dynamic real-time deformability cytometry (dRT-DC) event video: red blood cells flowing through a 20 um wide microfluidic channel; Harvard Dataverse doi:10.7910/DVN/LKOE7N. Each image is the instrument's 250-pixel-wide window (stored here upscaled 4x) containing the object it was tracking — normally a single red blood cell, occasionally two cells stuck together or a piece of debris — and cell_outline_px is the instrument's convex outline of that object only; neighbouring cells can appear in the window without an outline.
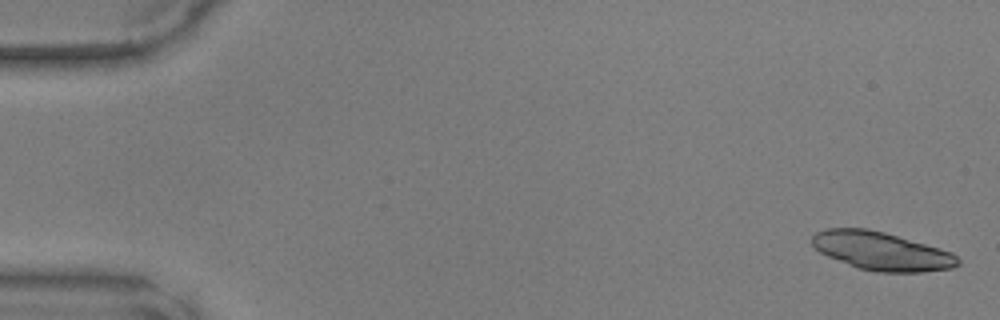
{"species": "common noctule bat (a hibernating species)", "species_latin": "Nyctalus noctula", "temperature_condition": "warm", "stored_images_in_passage": 41, "camera_frame_rate_fps": 3000, "um_per_image_px": 0.085, "animal": {"sex": "male", "body_mass_g": 17.9, "forearm_length_mm": 54.2}, "frame": {"image": 1, "passage_image": 1, "time_ms": 0.0, "image_size_px": [1000, 320], "cell_outline_px": [[960, 264], [952, 268], [924, 272], [876, 272], [860, 268], [828, 256], [820, 252], [812, 244], [812, 236], [816, 232], [824, 228], [868, 228], [884, 232], [940, 248], [952, 252], [960, 260]], "centroid_in_image_um": [74.95, 21.34], "position_along_channel_um": 10.1, "area_um2": 32.43}}